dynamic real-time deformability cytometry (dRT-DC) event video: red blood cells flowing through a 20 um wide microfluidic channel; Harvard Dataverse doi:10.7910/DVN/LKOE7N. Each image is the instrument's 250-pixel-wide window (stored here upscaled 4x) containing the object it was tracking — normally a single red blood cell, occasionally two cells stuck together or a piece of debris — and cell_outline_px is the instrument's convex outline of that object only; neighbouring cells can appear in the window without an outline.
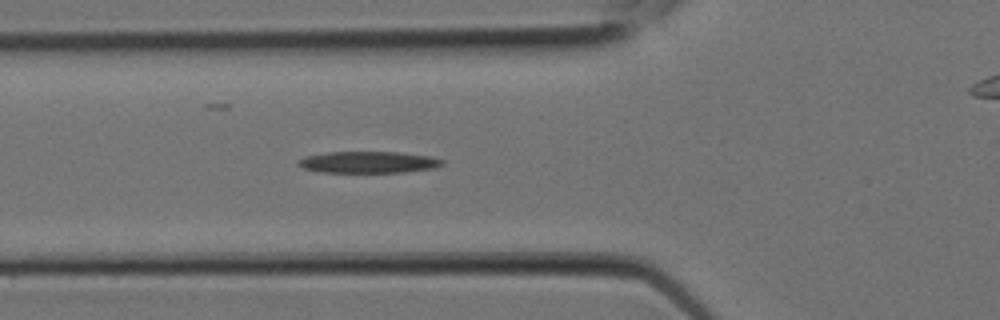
{"species": "Egyptian fruit bat (a non-hibernating species)", "species_latin": "Rousettus aegyptiacus", "temperature_condition": "room temperature", "stored_images_in_passage": 7, "segment_of_instrument_passage": [1, 2], "camera_frame_rate_fps": 3000, "um_per_image_px": 0.085, "animal": {"sex": "female"}, "frame": {"image": 1, "passage_image": 6, "time_ms": 1.667, "image_size_px": [1000, 320], "cell_outline_px": [[444, 164], [436, 168], [404, 172], [320, 172], [304, 168], [296, 164], [296, 160], [308, 156], [328, 152], [400, 152], [432, 156], [444, 160]], "centroid_in_image_um": [31.36, 13.78], "position_along_channel_um": 94.4, "area_um2": 18.21}}